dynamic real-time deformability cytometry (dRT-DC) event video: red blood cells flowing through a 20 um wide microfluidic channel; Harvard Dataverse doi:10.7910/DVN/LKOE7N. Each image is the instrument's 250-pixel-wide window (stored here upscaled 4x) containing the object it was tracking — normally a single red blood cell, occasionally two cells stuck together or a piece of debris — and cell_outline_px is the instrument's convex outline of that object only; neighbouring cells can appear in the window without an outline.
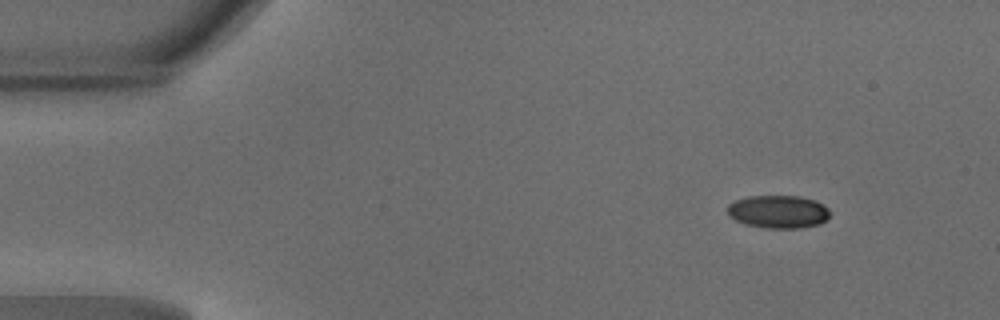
{"species": "common noctule bat (a hibernating species)", "species_latin": "Nyctalus noctula", "temperature_condition": "warm", "stored_images_in_passage": 44, "camera_frame_rate_fps": 3000, "um_per_image_px": 0.085, "animal": {"sex": "male", "body_mass_g": 18.8}, "frame": {"image": 1, "passage_image": 1, "time_ms": 0.0, "image_size_px": [1000, 320], "cell_outline_px": [[828, 216], [820, 224], [800, 228], [768, 228], [748, 224], [736, 220], [728, 216], [728, 204], [736, 200], [748, 196], [800, 196], [816, 200], [824, 204], [828, 208]], "centroid_in_image_um": [66.16, 17.98], "position_along_channel_um": 18.8, "area_um2": 19.59}}
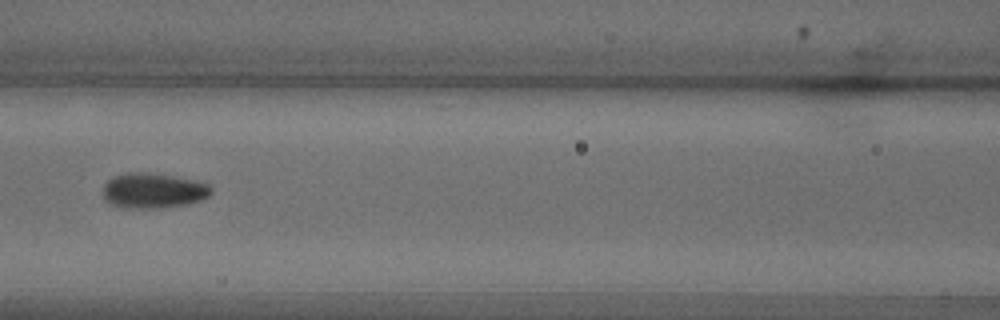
{"frame": {"image": 2, "passage_image": 17, "time_ms": 5.333, "image_size_px": [1000, 320], "cell_outline_px": [[212, 192], [208, 196], [200, 200], [188, 204], [164, 208], [120, 208], [108, 204], [104, 200], [104, 184], [108, 180], [116, 176], [128, 172], [140, 172], [172, 176], [192, 180], [208, 184], [212, 188]], "centroid_in_image_um": [13.0, 16.23], "position_along_channel_um": 153.6, "area_um2": 22.2}}
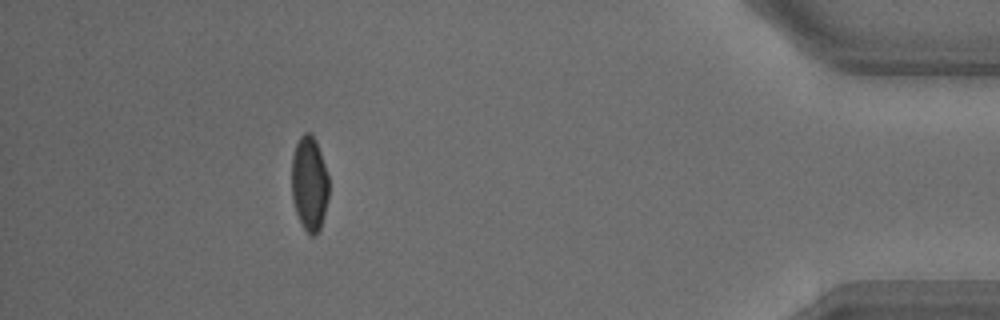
{"frame": {"image": 3, "passage_image": 39, "time_ms": 12.667, "image_size_px": [1000, 320], "cell_outline_px": [[328, 200], [320, 228], [312, 236], [304, 228], [296, 212], [292, 200], [292, 156], [296, 144], [300, 136], [304, 132], [312, 132], [316, 140], [328, 176]], "centroid_in_image_um": [26.29, 15.56], "position_along_channel_um": 408.9, "area_um2": 20.35}, "authors_computed_cell_mechanics": {"area_um2": 20.8658, "velocity_mm_per_s": 4.2143, "shape_relaxation_time_tau1_ms": 3.3296, "shape_relaxation_time_tau2_ms": null, "deformation_change_tau1": 0.1265, "deformation_change_tau2": null}}